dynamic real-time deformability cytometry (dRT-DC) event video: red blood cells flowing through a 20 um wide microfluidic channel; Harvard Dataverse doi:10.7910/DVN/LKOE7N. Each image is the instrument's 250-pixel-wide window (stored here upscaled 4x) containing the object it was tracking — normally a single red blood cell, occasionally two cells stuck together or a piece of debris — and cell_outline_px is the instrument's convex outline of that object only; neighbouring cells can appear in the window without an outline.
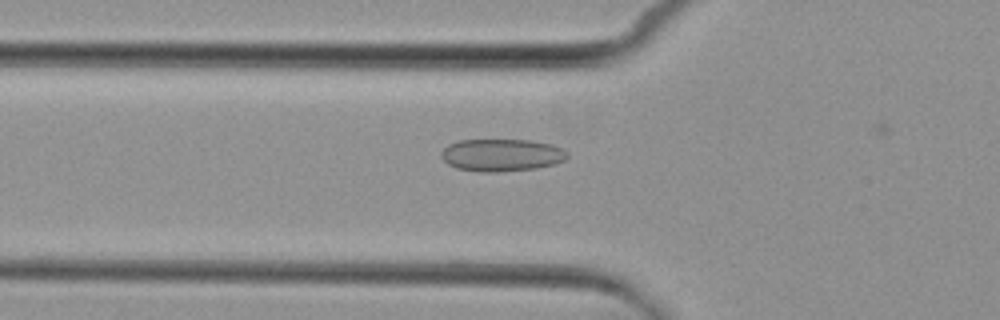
{"species": "common noctule bat (a hibernating species)", "species_latin": "Nyctalus noctula", "temperature_condition": "cold", "stored_images_in_passage": 7, "camera_frame_rate_fps": 3000, "um_per_image_px": 0.085, "animal": {"sex": "female", "body_mass_g": 29.2, "forearm_length_mm": 56.3}, "frame": {"image": 1, "passage_image": 7, "time_ms": 8.0, "image_size_px": [1000, 320], "cell_outline_px": [[568, 156], [564, 160], [556, 164], [532, 168], [500, 172], [480, 172], [456, 168], [448, 164], [440, 156], [440, 152], [448, 144], [460, 140], [528, 140], [552, 144], [568, 152]], "centroid_in_image_um": [42.61, 13.18], "position_along_channel_um": 83.2, "area_um2": 23.81}}